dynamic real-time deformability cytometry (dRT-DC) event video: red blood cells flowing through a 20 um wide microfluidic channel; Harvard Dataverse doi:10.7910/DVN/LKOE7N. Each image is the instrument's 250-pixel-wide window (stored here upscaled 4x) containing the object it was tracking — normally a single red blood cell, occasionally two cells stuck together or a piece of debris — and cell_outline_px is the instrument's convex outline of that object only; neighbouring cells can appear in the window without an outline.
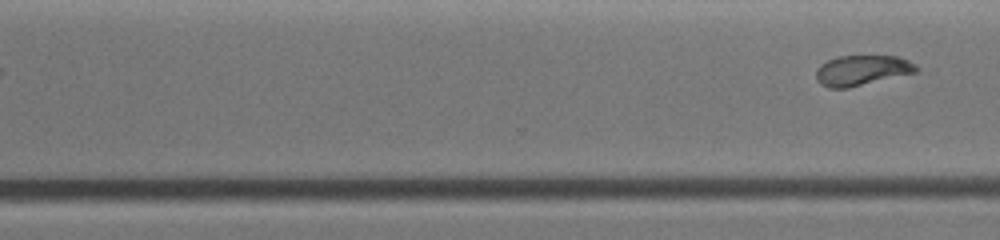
{"species": "common noctule bat (a hibernating species)", "species_latin": "Nyctalus noctula", "temperature_condition": "warm", "stored_images_in_passage": 45, "segment_of_instrument_passage": [2, 2], "camera_frame_rate_fps": 3000, "um_per_image_px": 0.085, "animal": {"sex": "female", "body_mass_g": 19.0, "forearm_length_mm": 51.5}, "frame": {"image": 1, "passage_image": 45, "time_ms": 8.333, "image_size_px": [1000, 240], "cell_outline_px": [[920, 68], [916, 72], [848, 88], [828, 88], [820, 84], [816, 80], [816, 72], [820, 64], [828, 60], [840, 56], [896, 56], [908, 60], [916, 64]], "centroid_in_image_um": [73.26, 5.98], "position_along_channel_um": 297.3, "area_um2": 17.63}}